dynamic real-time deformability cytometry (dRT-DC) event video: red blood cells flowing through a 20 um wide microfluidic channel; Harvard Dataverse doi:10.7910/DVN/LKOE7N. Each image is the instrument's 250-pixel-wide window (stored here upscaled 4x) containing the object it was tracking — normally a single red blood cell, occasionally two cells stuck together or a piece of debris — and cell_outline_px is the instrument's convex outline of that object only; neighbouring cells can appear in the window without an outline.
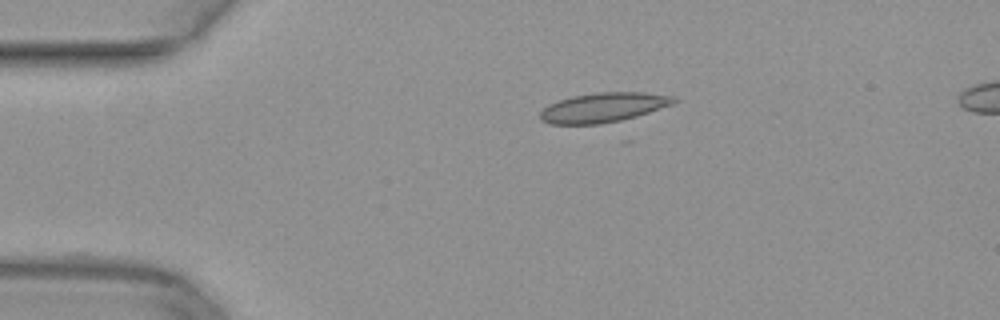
{"species": "common noctule bat (a hibernating species)", "species_latin": "Nyctalus noctula", "temperature_condition": "warm", "stored_images_in_passage": 10, "camera_frame_rate_fps": 3000, "um_per_image_px": 0.085, "animal": {"sex": "female", "body_mass_g": 29.2, "forearm_length_mm": 56.3}, "frame": {"image": 1, "passage_image": 1, "time_ms": 0.0, "image_size_px": [1000, 320], "cell_outline_px": [[680, 100], [672, 104], [636, 116], [620, 120], [600, 124], [548, 124], [540, 120], [540, 112], [548, 104], [572, 96], [596, 92], [644, 92], [676, 96]], "centroid_in_image_um": [51.28, 9.13], "position_along_channel_um": 33.7, "area_um2": 23.06}}
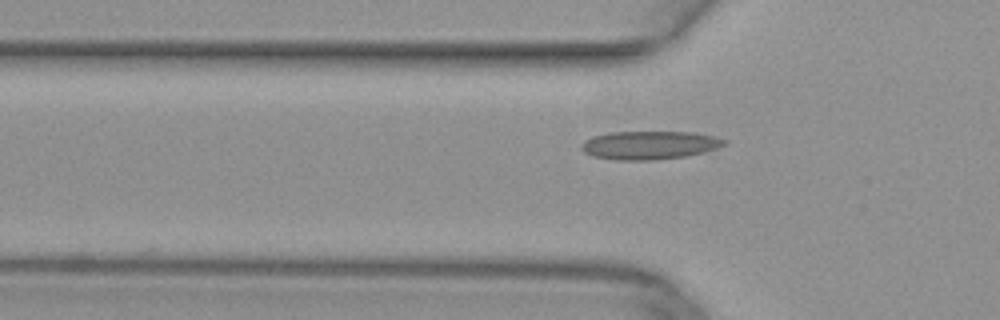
{"frame": {"image": 2, "passage_image": 7, "time_ms": 2.0, "image_size_px": [1000, 320], "cell_outline_px": [[728, 140], [724, 144], [716, 148], [704, 152], [684, 156], [652, 160], [616, 160], [592, 156], [584, 152], [580, 148], [584, 140], [592, 136], [612, 132], [692, 132], [712, 136]], "centroid_in_image_um": [55.16, 12.34], "position_along_channel_um": 70.6, "area_um2": 23.47}}
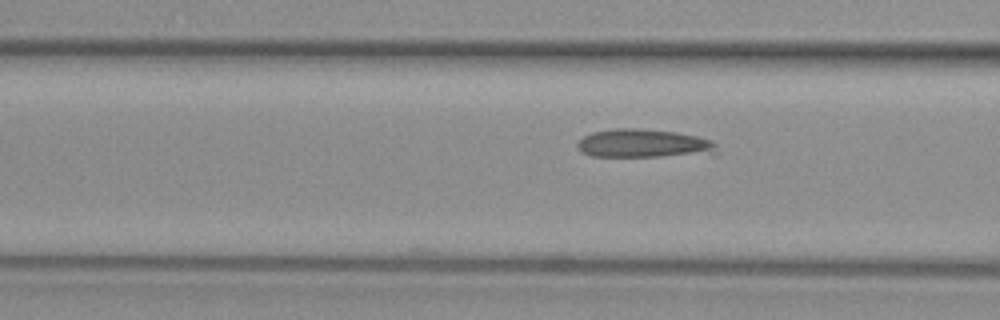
{"frame": {"image": 3, "passage_image": 10, "time_ms": 3.0, "image_size_px": [1000, 320], "cell_outline_px": [[720, 152], [716, 156], [592, 156], [580, 152], [576, 144], [584, 136], [592, 132], [616, 128], [636, 128], [676, 132], [696, 136], [712, 140], [716, 144]], "centroid_in_image_um": [54.84, 12.22], "position_along_channel_um": 111.8, "area_um2": 23.7}}